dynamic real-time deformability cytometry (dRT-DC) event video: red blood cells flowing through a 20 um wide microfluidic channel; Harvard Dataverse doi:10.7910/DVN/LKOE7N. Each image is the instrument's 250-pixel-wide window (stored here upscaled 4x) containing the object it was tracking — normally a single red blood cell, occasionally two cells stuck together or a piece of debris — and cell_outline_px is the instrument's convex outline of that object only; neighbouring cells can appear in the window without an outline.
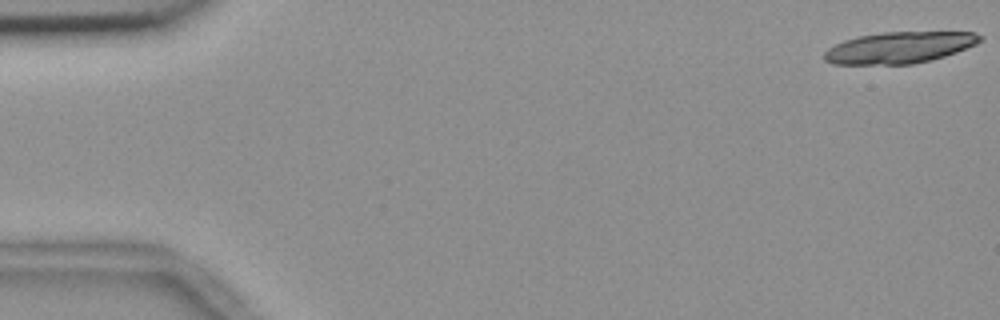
{"species": "common noctule bat (a hibernating species)", "species_latin": "Nyctalus noctula", "temperature_condition": "room temperature", "stored_images_in_passage": 11, "camera_frame_rate_fps": 3000, "um_per_image_px": 0.085, "animal": {"sex": "female", "body_mass_g": 18.4}, "frame": {"image": 1, "passage_image": 1, "time_ms": 0.0, "image_size_px": [1000, 320], "cell_outline_px": [[984, 40], [976, 44], [956, 52], [932, 60], [912, 64], [832, 64], [824, 60], [824, 52], [828, 48], [844, 40], [860, 36], [884, 32], [976, 32], [984, 36]], "centroid_in_image_um": [76.48, 4.04], "position_along_channel_um": 8.5, "area_um2": 28.55}}